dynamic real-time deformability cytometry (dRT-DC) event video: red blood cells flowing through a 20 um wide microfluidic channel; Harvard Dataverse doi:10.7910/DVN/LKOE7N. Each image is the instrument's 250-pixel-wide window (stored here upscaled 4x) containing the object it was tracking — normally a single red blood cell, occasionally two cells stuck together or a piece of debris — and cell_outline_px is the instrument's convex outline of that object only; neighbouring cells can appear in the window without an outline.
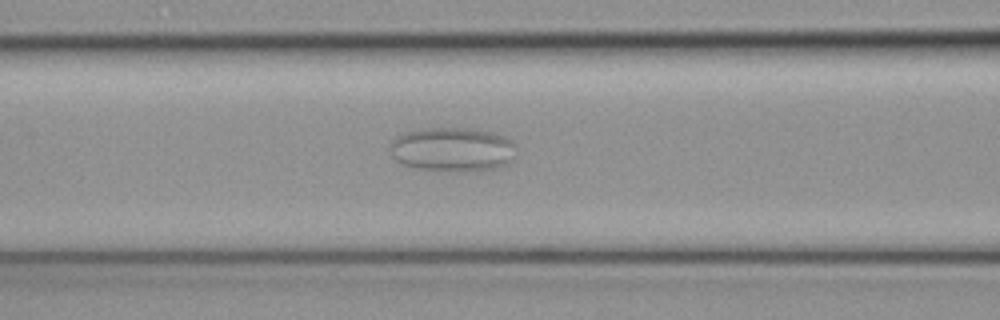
{"species": "common noctule bat (a hibernating species)", "species_latin": "Nyctalus noctula", "temperature_condition": "cold", "stored_images_in_passage": 47, "camera_frame_rate_fps": 3000, "um_per_image_px": 0.085, "animal": {"sex": "female", "body_mass_g": 19.3, "forearm_length_mm": 54.1}, "frame": {"image": 1, "passage_image": 13, "time_ms": 4.0, "image_size_px": [1000, 320], "cell_outline_px": [[516, 156], [508, 164], [496, 168], [420, 168], [404, 164], [396, 160], [392, 156], [388, 144], [396, 136], [404, 132], [428, 128], [468, 128], [492, 132], [512, 140], [516, 144]], "centroid_in_image_um": [38.47, 12.64], "position_along_channel_um": 128.1, "area_um2": 31.67}}
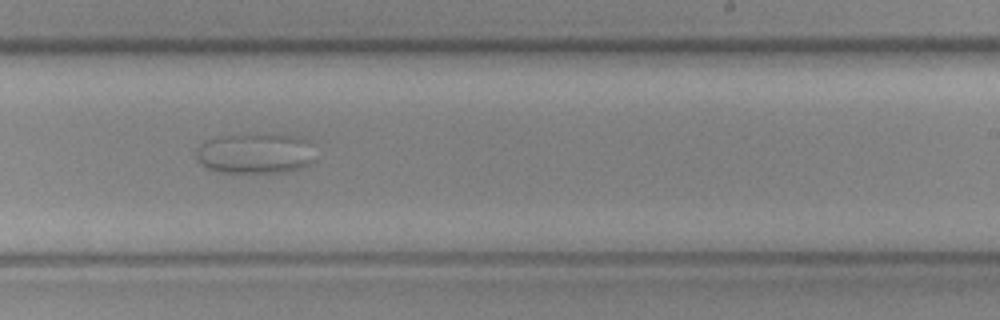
{"frame": {"image": 2, "passage_image": 25, "time_ms": 8.0, "image_size_px": [1000, 320], "cell_outline_px": [[312, 160], [308, 164], [300, 168], [280, 172], [220, 172], [208, 168], [200, 164], [196, 160], [196, 148], [204, 140], [220, 136], [300, 136], [308, 140], [312, 144]], "centroid_in_image_um": [21.64, 13.06], "position_along_channel_um": 267.4, "area_um2": 27.46}}
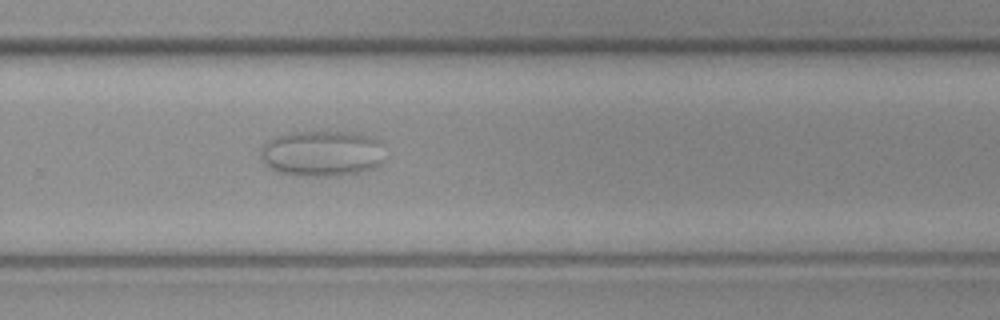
{"frame": {"image": 3, "passage_image": 28, "time_ms": 9.0, "image_size_px": [1000, 320], "cell_outline_px": [[384, 160], [380, 164], [372, 168], [356, 172], [324, 176], [304, 176], [276, 172], [268, 168], [264, 164], [260, 156], [260, 152], [264, 144], [268, 140], [276, 136], [288, 132], [352, 132], [368, 136], [376, 140]], "centroid_in_image_um": [27.27, 13.04], "position_along_channel_um": 302.5, "area_um2": 32.89}}